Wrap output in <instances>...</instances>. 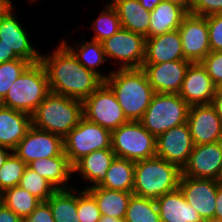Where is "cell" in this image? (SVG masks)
<instances>
[{
	"mask_svg": "<svg viewBox=\"0 0 222 222\" xmlns=\"http://www.w3.org/2000/svg\"><path fill=\"white\" fill-rule=\"evenodd\" d=\"M47 72L50 91L84 101L104 80L80 64L73 53L61 42L50 54L41 55L40 61Z\"/></svg>",
	"mask_w": 222,
	"mask_h": 222,
	"instance_id": "cell-1",
	"label": "cell"
},
{
	"mask_svg": "<svg viewBox=\"0 0 222 222\" xmlns=\"http://www.w3.org/2000/svg\"><path fill=\"white\" fill-rule=\"evenodd\" d=\"M104 81L114 92L128 121H140L155 94L142 68L119 69Z\"/></svg>",
	"mask_w": 222,
	"mask_h": 222,
	"instance_id": "cell-2",
	"label": "cell"
},
{
	"mask_svg": "<svg viewBox=\"0 0 222 222\" xmlns=\"http://www.w3.org/2000/svg\"><path fill=\"white\" fill-rule=\"evenodd\" d=\"M32 116V125L63 139L84 117L83 101L50 92Z\"/></svg>",
	"mask_w": 222,
	"mask_h": 222,
	"instance_id": "cell-3",
	"label": "cell"
},
{
	"mask_svg": "<svg viewBox=\"0 0 222 222\" xmlns=\"http://www.w3.org/2000/svg\"><path fill=\"white\" fill-rule=\"evenodd\" d=\"M181 175L178 166L159 157L136 161L133 195L156 201L179 188Z\"/></svg>",
	"mask_w": 222,
	"mask_h": 222,
	"instance_id": "cell-4",
	"label": "cell"
},
{
	"mask_svg": "<svg viewBox=\"0 0 222 222\" xmlns=\"http://www.w3.org/2000/svg\"><path fill=\"white\" fill-rule=\"evenodd\" d=\"M50 92L47 72L38 62L31 64L14 81L0 104L32 115Z\"/></svg>",
	"mask_w": 222,
	"mask_h": 222,
	"instance_id": "cell-5",
	"label": "cell"
},
{
	"mask_svg": "<svg viewBox=\"0 0 222 222\" xmlns=\"http://www.w3.org/2000/svg\"><path fill=\"white\" fill-rule=\"evenodd\" d=\"M189 109L179 94L155 93L140 122L149 133L158 137L186 123Z\"/></svg>",
	"mask_w": 222,
	"mask_h": 222,
	"instance_id": "cell-6",
	"label": "cell"
},
{
	"mask_svg": "<svg viewBox=\"0 0 222 222\" xmlns=\"http://www.w3.org/2000/svg\"><path fill=\"white\" fill-rule=\"evenodd\" d=\"M111 149L116 157L140 161L156 157V137L140 121H128L111 131Z\"/></svg>",
	"mask_w": 222,
	"mask_h": 222,
	"instance_id": "cell-7",
	"label": "cell"
},
{
	"mask_svg": "<svg viewBox=\"0 0 222 222\" xmlns=\"http://www.w3.org/2000/svg\"><path fill=\"white\" fill-rule=\"evenodd\" d=\"M111 148V131L83 117L64 138V153L74 166L95 150Z\"/></svg>",
	"mask_w": 222,
	"mask_h": 222,
	"instance_id": "cell-8",
	"label": "cell"
},
{
	"mask_svg": "<svg viewBox=\"0 0 222 222\" xmlns=\"http://www.w3.org/2000/svg\"><path fill=\"white\" fill-rule=\"evenodd\" d=\"M84 117L110 131L128 122L114 92L104 82L83 101Z\"/></svg>",
	"mask_w": 222,
	"mask_h": 222,
	"instance_id": "cell-9",
	"label": "cell"
},
{
	"mask_svg": "<svg viewBox=\"0 0 222 222\" xmlns=\"http://www.w3.org/2000/svg\"><path fill=\"white\" fill-rule=\"evenodd\" d=\"M107 58H114L120 69L142 68L145 60L146 38L121 28L102 42Z\"/></svg>",
	"mask_w": 222,
	"mask_h": 222,
	"instance_id": "cell-10",
	"label": "cell"
},
{
	"mask_svg": "<svg viewBox=\"0 0 222 222\" xmlns=\"http://www.w3.org/2000/svg\"><path fill=\"white\" fill-rule=\"evenodd\" d=\"M13 152L28 165L40 158L60 156L64 152V139L32 125Z\"/></svg>",
	"mask_w": 222,
	"mask_h": 222,
	"instance_id": "cell-11",
	"label": "cell"
},
{
	"mask_svg": "<svg viewBox=\"0 0 222 222\" xmlns=\"http://www.w3.org/2000/svg\"><path fill=\"white\" fill-rule=\"evenodd\" d=\"M184 58L192 63L201 62L210 52L207 16L188 13L178 28Z\"/></svg>",
	"mask_w": 222,
	"mask_h": 222,
	"instance_id": "cell-12",
	"label": "cell"
},
{
	"mask_svg": "<svg viewBox=\"0 0 222 222\" xmlns=\"http://www.w3.org/2000/svg\"><path fill=\"white\" fill-rule=\"evenodd\" d=\"M194 144L187 123L173 127L156 137V157L178 166L188 162Z\"/></svg>",
	"mask_w": 222,
	"mask_h": 222,
	"instance_id": "cell-13",
	"label": "cell"
},
{
	"mask_svg": "<svg viewBox=\"0 0 222 222\" xmlns=\"http://www.w3.org/2000/svg\"><path fill=\"white\" fill-rule=\"evenodd\" d=\"M219 184L216 180L181 176L179 189L203 221L214 218Z\"/></svg>",
	"mask_w": 222,
	"mask_h": 222,
	"instance_id": "cell-14",
	"label": "cell"
},
{
	"mask_svg": "<svg viewBox=\"0 0 222 222\" xmlns=\"http://www.w3.org/2000/svg\"><path fill=\"white\" fill-rule=\"evenodd\" d=\"M222 163V141L194 145L181 176L216 180Z\"/></svg>",
	"mask_w": 222,
	"mask_h": 222,
	"instance_id": "cell-15",
	"label": "cell"
},
{
	"mask_svg": "<svg viewBox=\"0 0 222 222\" xmlns=\"http://www.w3.org/2000/svg\"><path fill=\"white\" fill-rule=\"evenodd\" d=\"M191 63L188 60H178L158 64H143L142 69L155 93L179 94Z\"/></svg>",
	"mask_w": 222,
	"mask_h": 222,
	"instance_id": "cell-16",
	"label": "cell"
},
{
	"mask_svg": "<svg viewBox=\"0 0 222 222\" xmlns=\"http://www.w3.org/2000/svg\"><path fill=\"white\" fill-rule=\"evenodd\" d=\"M186 123L194 145L222 141V124L211 104L190 106Z\"/></svg>",
	"mask_w": 222,
	"mask_h": 222,
	"instance_id": "cell-17",
	"label": "cell"
},
{
	"mask_svg": "<svg viewBox=\"0 0 222 222\" xmlns=\"http://www.w3.org/2000/svg\"><path fill=\"white\" fill-rule=\"evenodd\" d=\"M11 6L0 15V41L12 50L19 58L26 59L32 64L41 61V55L29 42L28 34L12 14Z\"/></svg>",
	"mask_w": 222,
	"mask_h": 222,
	"instance_id": "cell-18",
	"label": "cell"
},
{
	"mask_svg": "<svg viewBox=\"0 0 222 222\" xmlns=\"http://www.w3.org/2000/svg\"><path fill=\"white\" fill-rule=\"evenodd\" d=\"M217 87L200 63H191L183 80L179 96L189 105H208L212 103Z\"/></svg>",
	"mask_w": 222,
	"mask_h": 222,
	"instance_id": "cell-19",
	"label": "cell"
},
{
	"mask_svg": "<svg viewBox=\"0 0 222 222\" xmlns=\"http://www.w3.org/2000/svg\"><path fill=\"white\" fill-rule=\"evenodd\" d=\"M186 60L178 29L146 38L144 64H158Z\"/></svg>",
	"mask_w": 222,
	"mask_h": 222,
	"instance_id": "cell-20",
	"label": "cell"
},
{
	"mask_svg": "<svg viewBox=\"0 0 222 222\" xmlns=\"http://www.w3.org/2000/svg\"><path fill=\"white\" fill-rule=\"evenodd\" d=\"M32 126V116L0 104V147L12 151Z\"/></svg>",
	"mask_w": 222,
	"mask_h": 222,
	"instance_id": "cell-21",
	"label": "cell"
},
{
	"mask_svg": "<svg viewBox=\"0 0 222 222\" xmlns=\"http://www.w3.org/2000/svg\"><path fill=\"white\" fill-rule=\"evenodd\" d=\"M155 202L161 222H204L179 188L164 194Z\"/></svg>",
	"mask_w": 222,
	"mask_h": 222,
	"instance_id": "cell-22",
	"label": "cell"
},
{
	"mask_svg": "<svg viewBox=\"0 0 222 222\" xmlns=\"http://www.w3.org/2000/svg\"><path fill=\"white\" fill-rule=\"evenodd\" d=\"M27 166L45 178L57 190L68 189L67 181L74 173L73 166L64 152L60 156L34 160Z\"/></svg>",
	"mask_w": 222,
	"mask_h": 222,
	"instance_id": "cell-23",
	"label": "cell"
},
{
	"mask_svg": "<svg viewBox=\"0 0 222 222\" xmlns=\"http://www.w3.org/2000/svg\"><path fill=\"white\" fill-rule=\"evenodd\" d=\"M111 5L117 11L122 28L149 38L150 11L139 0H113Z\"/></svg>",
	"mask_w": 222,
	"mask_h": 222,
	"instance_id": "cell-24",
	"label": "cell"
},
{
	"mask_svg": "<svg viewBox=\"0 0 222 222\" xmlns=\"http://www.w3.org/2000/svg\"><path fill=\"white\" fill-rule=\"evenodd\" d=\"M115 158L116 154L111 148L95 150L81 158L73 166V172H80L84 179L92 183L86 188L99 186L104 181L107 170Z\"/></svg>",
	"mask_w": 222,
	"mask_h": 222,
	"instance_id": "cell-25",
	"label": "cell"
},
{
	"mask_svg": "<svg viewBox=\"0 0 222 222\" xmlns=\"http://www.w3.org/2000/svg\"><path fill=\"white\" fill-rule=\"evenodd\" d=\"M187 14L182 7L161 1L150 12L149 38L178 29Z\"/></svg>",
	"mask_w": 222,
	"mask_h": 222,
	"instance_id": "cell-26",
	"label": "cell"
},
{
	"mask_svg": "<svg viewBox=\"0 0 222 222\" xmlns=\"http://www.w3.org/2000/svg\"><path fill=\"white\" fill-rule=\"evenodd\" d=\"M86 190L95 198L101 215L124 219L132 192L110 190L99 186Z\"/></svg>",
	"mask_w": 222,
	"mask_h": 222,
	"instance_id": "cell-27",
	"label": "cell"
},
{
	"mask_svg": "<svg viewBox=\"0 0 222 222\" xmlns=\"http://www.w3.org/2000/svg\"><path fill=\"white\" fill-rule=\"evenodd\" d=\"M134 170V161L116 157L99 187L133 193Z\"/></svg>",
	"mask_w": 222,
	"mask_h": 222,
	"instance_id": "cell-28",
	"label": "cell"
},
{
	"mask_svg": "<svg viewBox=\"0 0 222 222\" xmlns=\"http://www.w3.org/2000/svg\"><path fill=\"white\" fill-rule=\"evenodd\" d=\"M69 189L57 190L46 201L52 211L54 222H80L77 215L78 191L71 187ZM73 192H77V194H73Z\"/></svg>",
	"mask_w": 222,
	"mask_h": 222,
	"instance_id": "cell-29",
	"label": "cell"
},
{
	"mask_svg": "<svg viewBox=\"0 0 222 222\" xmlns=\"http://www.w3.org/2000/svg\"><path fill=\"white\" fill-rule=\"evenodd\" d=\"M62 43L73 53L77 61L86 69L97 73L104 81L110 76L98 72L95 68L107 61L102 42L91 40L83 43L82 40L80 45L76 44V49H78V51L74 50L75 48L68 45L67 41L65 42L63 40Z\"/></svg>",
	"mask_w": 222,
	"mask_h": 222,
	"instance_id": "cell-30",
	"label": "cell"
},
{
	"mask_svg": "<svg viewBox=\"0 0 222 222\" xmlns=\"http://www.w3.org/2000/svg\"><path fill=\"white\" fill-rule=\"evenodd\" d=\"M0 201L21 218L31 214L41 201L19 185L0 194Z\"/></svg>",
	"mask_w": 222,
	"mask_h": 222,
	"instance_id": "cell-31",
	"label": "cell"
},
{
	"mask_svg": "<svg viewBox=\"0 0 222 222\" xmlns=\"http://www.w3.org/2000/svg\"><path fill=\"white\" fill-rule=\"evenodd\" d=\"M125 222H161L156 202L132 195L124 217Z\"/></svg>",
	"mask_w": 222,
	"mask_h": 222,
	"instance_id": "cell-32",
	"label": "cell"
},
{
	"mask_svg": "<svg viewBox=\"0 0 222 222\" xmlns=\"http://www.w3.org/2000/svg\"><path fill=\"white\" fill-rule=\"evenodd\" d=\"M19 186L27 190L41 202L47 201L57 191L51 183L28 166L25 168Z\"/></svg>",
	"mask_w": 222,
	"mask_h": 222,
	"instance_id": "cell-33",
	"label": "cell"
},
{
	"mask_svg": "<svg viewBox=\"0 0 222 222\" xmlns=\"http://www.w3.org/2000/svg\"><path fill=\"white\" fill-rule=\"evenodd\" d=\"M105 10L101 11L98 19L92 24V28L95 31L92 40L103 42L105 39L116 34L122 27L119 16L115 8L107 3Z\"/></svg>",
	"mask_w": 222,
	"mask_h": 222,
	"instance_id": "cell-34",
	"label": "cell"
},
{
	"mask_svg": "<svg viewBox=\"0 0 222 222\" xmlns=\"http://www.w3.org/2000/svg\"><path fill=\"white\" fill-rule=\"evenodd\" d=\"M27 164L12 152L0 168V194L18 186Z\"/></svg>",
	"mask_w": 222,
	"mask_h": 222,
	"instance_id": "cell-35",
	"label": "cell"
},
{
	"mask_svg": "<svg viewBox=\"0 0 222 222\" xmlns=\"http://www.w3.org/2000/svg\"><path fill=\"white\" fill-rule=\"evenodd\" d=\"M26 59L18 58L0 63V101L6 96L14 81L31 65Z\"/></svg>",
	"mask_w": 222,
	"mask_h": 222,
	"instance_id": "cell-36",
	"label": "cell"
},
{
	"mask_svg": "<svg viewBox=\"0 0 222 222\" xmlns=\"http://www.w3.org/2000/svg\"><path fill=\"white\" fill-rule=\"evenodd\" d=\"M77 215L80 222H98L102 216L95 198L86 189L78 192Z\"/></svg>",
	"mask_w": 222,
	"mask_h": 222,
	"instance_id": "cell-37",
	"label": "cell"
},
{
	"mask_svg": "<svg viewBox=\"0 0 222 222\" xmlns=\"http://www.w3.org/2000/svg\"><path fill=\"white\" fill-rule=\"evenodd\" d=\"M217 88H222V51H211L201 62Z\"/></svg>",
	"mask_w": 222,
	"mask_h": 222,
	"instance_id": "cell-38",
	"label": "cell"
},
{
	"mask_svg": "<svg viewBox=\"0 0 222 222\" xmlns=\"http://www.w3.org/2000/svg\"><path fill=\"white\" fill-rule=\"evenodd\" d=\"M211 51H222V13L207 16Z\"/></svg>",
	"mask_w": 222,
	"mask_h": 222,
	"instance_id": "cell-39",
	"label": "cell"
},
{
	"mask_svg": "<svg viewBox=\"0 0 222 222\" xmlns=\"http://www.w3.org/2000/svg\"><path fill=\"white\" fill-rule=\"evenodd\" d=\"M222 13V0H193L190 14L209 16Z\"/></svg>",
	"mask_w": 222,
	"mask_h": 222,
	"instance_id": "cell-40",
	"label": "cell"
},
{
	"mask_svg": "<svg viewBox=\"0 0 222 222\" xmlns=\"http://www.w3.org/2000/svg\"><path fill=\"white\" fill-rule=\"evenodd\" d=\"M23 222H54L49 204L46 201L41 202Z\"/></svg>",
	"mask_w": 222,
	"mask_h": 222,
	"instance_id": "cell-41",
	"label": "cell"
},
{
	"mask_svg": "<svg viewBox=\"0 0 222 222\" xmlns=\"http://www.w3.org/2000/svg\"><path fill=\"white\" fill-rule=\"evenodd\" d=\"M0 222H23V218L15 214L0 201Z\"/></svg>",
	"mask_w": 222,
	"mask_h": 222,
	"instance_id": "cell-42",
	"label": "cell"
},
{
	"mask_svg": "<svg viewBox=\"0 0 222 222\" xmlns=\"http://www.w3.org/2000/svg\"><path fill=\"white\" fill-rule=\"evenodd\" d=\"M211 105L215 108L222 124V88H217Z\"/></svg>",
	"mask_w": 222,
	"mask_h": 222,
	"instance_id": "cell-43",
	"label": "cell"
},
{
	"mask_svg": "<svg viewBox=\"0 0 222 222\" xmlns=\"http://www.w3.org/2000/svg\"><path fill=\"white\" fill-rule=\"evenodd\" d=\"M19 57L0 41V63L8 62Z\"/></svg>",
	"mask_w": 222,
	"mask_h": 222,
	"instance_id": "cell-44",
	"label": "cell"
},
{
	"mask_svg": "<svg viewBox=\"0 0 222 222\" xmlns=\"http://www.w3.org/2000/svg\"><path fill=\"white\" fill-rule=\"evenodd\" d=\"M216 209L214 218L222 220V186L219 185L217 189V196H216Z\"/></svg>",
	"mask_w": 222,
	"mask_h": 222,
	"instance_id": "cell-45",
	"label": "cell"
},
{
	"mask_svg": "<svg viewBox=\"0 0 222 222\" xmlns=\"http://www.w3.org/2000/svg\"><path fill=\"white\" fill-rule=\"evenodd\" d=\"M176 4L182 7L187 13L191 12L192 2L193 0H161Z\"/></svg>",
	"mask_w": 222,
	"mask_h": 222,
	"instance_id": "cell-46",
	"label": "cell"
},
{
	"mask_svg": "<svg viewBox=\"0 0 222 222\" xmlns=\"http://www.w3.org/2000/svg\"><path fill=\"white\" fill-rule=\"evenodd\" d=\"M139 2L145 9L151 12L161 0H139Z\"/></svg>",
	"mask_w": 222,
	"mask_h": 222,
	"instance_id": "cell-47",
	"label": "cell"
},
{
	"mask_svg": "<svg viewBox=\"0 0 222 222\" xmlns=\"http://www.w3.org/2000/svg\"><path fill=\"white\" fill-rule=\"evenodd\" d=\"M11 152H9V151ZM13 151L11 149H8L6 147H0V168L3 166L5 163L6 159L8 156L12 153Z\"/></svg>",
	"mask_w": 222,
	"mask_h": 222,
	"instance_id": "cell-48",
	"label": "cell"
},
{
	"mask_svg": "<svg viewBox=\"0 0 222 222\" xmlns=\"http://www.w3.org/2000/svg\"><path fill=\"white\" fill-rule=\"evenodd\" d=\"M11 6H13L11 0H0V15L5 13Z\"/></svg>",
	"mask_w": 222,
	"mask_h": 222,
	"instance_id": "cell-49",
	"label": "cell"
},
{
	"mask_svg": "<svg viewBox=\"0 0 222 222\" xmlns=\"http://www.w3.org/2000/svg\"><path fill=\"white\" fill-rule=\"evenodd\" d=\"M98 222H125L124 219L102 215Z\"/></svg>",
	"mask_w": 222,
	"mask_h": 222,
	"instance_id": "cell-50",
	"label": "cell"
},
{
	"mask_svg": "<svg viewBox=\"0 0 222 222\" xmlns=\"http://www.w3.org/2000/svg\"><path fill=\"white\" fill-rule=\"evenodd\" d=\"M216 181H217V183H218L219 185L222 186V163H221L220 171H219V174H218V176H217V178H216Z\"/></svg>",
	"mask_w": 222,
	"mask_h": 222,
	"instance_id": "cell-51",
	"label": "cell"
},
{
	"mask_svg": "<svg viewBox=\"0 0 222 222\" xmlns=\"http://www.w3.org/2000/svg\"><path fill=\"white\" fill-rule=\"evenodd\" d=\"M204 222H222V220H219V219H216V218H212V219L206 220Z\"/></svg>",
	"mask_w": 222,
	"mask_h": 222,
	"instance_id": "cell-52",
	"label": "cell"
}]
</instances>
